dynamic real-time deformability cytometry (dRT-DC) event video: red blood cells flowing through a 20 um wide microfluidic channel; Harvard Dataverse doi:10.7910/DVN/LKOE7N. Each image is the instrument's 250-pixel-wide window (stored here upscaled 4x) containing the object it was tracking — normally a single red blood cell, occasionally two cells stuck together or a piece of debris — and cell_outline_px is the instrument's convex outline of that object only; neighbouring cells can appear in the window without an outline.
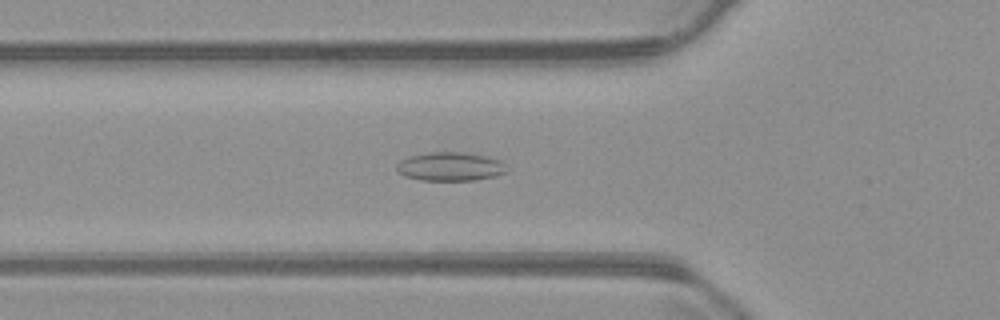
{"species": "common noctule bat (a hibernating species)", "species_latin": "Nyctalus noctula", "temperature_condition": "warm", "stored_images_in_passage": 47, "camera_frame_rate_fps": 3000, "um_per_image_px": 0.085, "animal": {"sex": "male", "body_mass_g": 23.1, "forearm_length_mm": 52.7}, "frame": {"image": 1, "passage_image": 18, "time_ms": 5.667, "image_size_px": [1000, 320], "cell_outline_px": [[508, 172], [496, 176], [476, 180], [420, 180], [404, 176], [396, 172], [396, 164], [400, 160], [408, 156], [428, 152], [464, 152], [488, 156], [500, 160], [504, 164]], "centroid_in_image_um": [38.25, 14.15], "position_along_channel_um": 87.5, "area_um2": 18.73}}
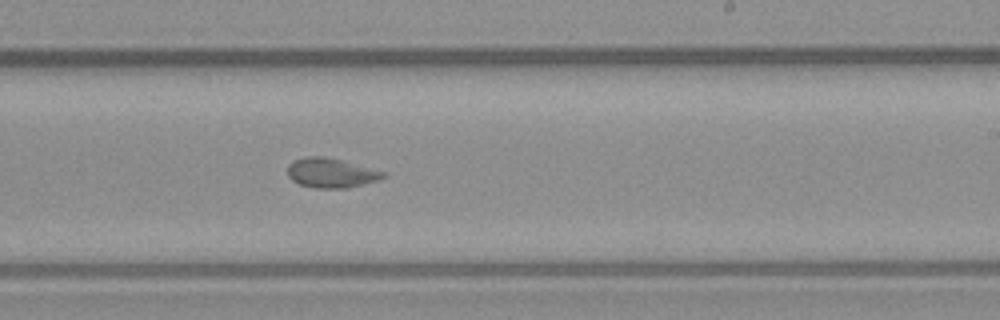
{"frame": {"image": 2, "passage_image": 32, "time_ms": 10.333, "image_size_px": [1000, 320], "cell_outline_px": [[388, 176], [380, 180], [344, 188], [312, 188], [300, 184], [292, 180], [288, 176], [288, 164], [292, 160], [308, 156], [324, 156], [388, 172]], "centroid_in_image_um": [28.16, 14.7], "position_along_channel_um": 260.8, "area_um2": 16.59}}
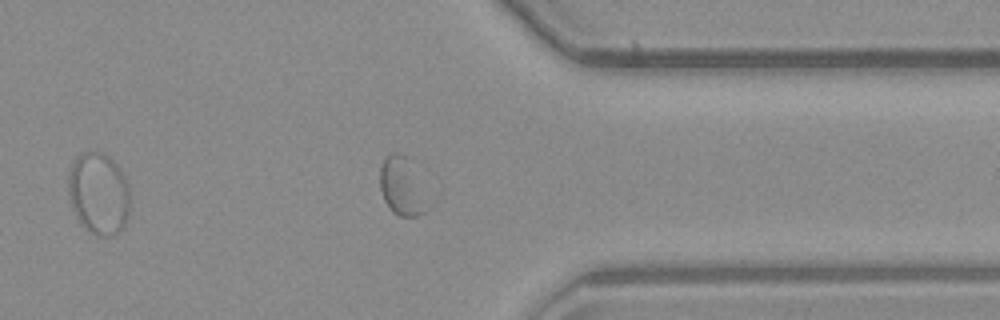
{"frame": {"image": 3, "passage_image": 42, "time_ms": 13.667, "image_size_px": [1000, 320], "cell_outline_px": [[424, 212], [416, 216], [400, 216], [392, 212], [384, 200], [380, 188], [380, 168], [384, 160], [392, 152], [396, 152], [404, 156]], "centroid_in_image_um": [33.93, 15.88], "position_along_channel_um": 377.5, "area_um2": 13.58}, "authors_computed_cell_mechanics": {"area_um2": 16.8198, "velocity_mm_per_s": 3.7105, "shape_relaxation_time_tau1_ms": null, "shape_relaxation_time_tau2_ms": 1.714, "deformation_change_tau1": null, "deformation_change_tau2": 0.0646}}